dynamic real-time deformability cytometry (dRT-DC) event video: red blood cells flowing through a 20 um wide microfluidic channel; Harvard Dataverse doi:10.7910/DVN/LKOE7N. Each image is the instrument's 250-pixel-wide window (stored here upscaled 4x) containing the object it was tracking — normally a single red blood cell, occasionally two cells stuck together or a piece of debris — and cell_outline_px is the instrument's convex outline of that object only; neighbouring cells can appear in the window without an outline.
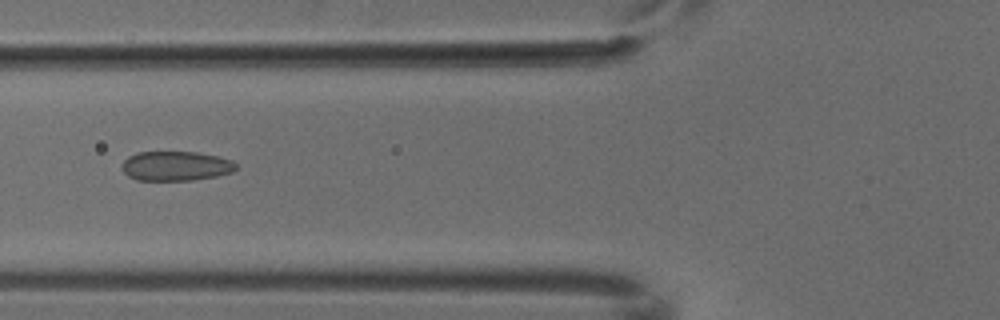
{"species": "common noctule bat (a hibernating species)", "species_latin": "Nyctalus noctula", "temperature_condition": "cold", "stored_images_in_passage": 5, "camera_frame_rate_fps": 3000, "um_per_image_px": 0.085, "animal": {"sex": "male", "body_mass_g": 18.8}, "frame": {"image": 1, "passage_image": 4, "time_ms": 1.0, "image_size_px": [1000, 320], "cell_outline_px": [[236, 168], [232, 172], [216, 176], [192, 180], [136, 180], [128, 176], [120, 168], [124, 160], [128, 156], [136, 152], [196, 152], [216, 156], [232, 160], [236, 164]], "centroid_in_image_um": [14.9, 14.11], "position_along_channel_um": 110.9, "area_um2": 19.65}}
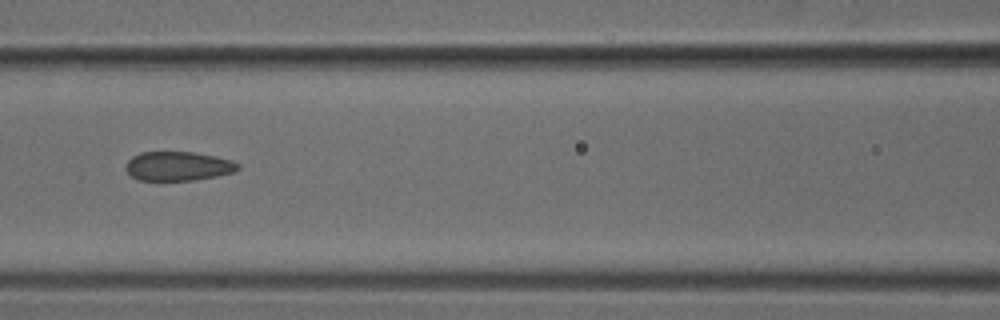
{"frame": {"image": 2, "passage_image": 5, "time_ms": 1.333, "image_size_px": [1000, 320], "cell_outline_px": [[240, 168], [232, 172], [216, 176], [196, 180], [140, 180], [132, 176], [124, 168], [128, 160], [132, 156], [140, 152], [192, 152], [216, 156], [232, 160], [240, 164]], "centroid_in_image_um": [15.14, 14.11], "position_along_channel_um": 151.5, "area_um2": 19.07}}